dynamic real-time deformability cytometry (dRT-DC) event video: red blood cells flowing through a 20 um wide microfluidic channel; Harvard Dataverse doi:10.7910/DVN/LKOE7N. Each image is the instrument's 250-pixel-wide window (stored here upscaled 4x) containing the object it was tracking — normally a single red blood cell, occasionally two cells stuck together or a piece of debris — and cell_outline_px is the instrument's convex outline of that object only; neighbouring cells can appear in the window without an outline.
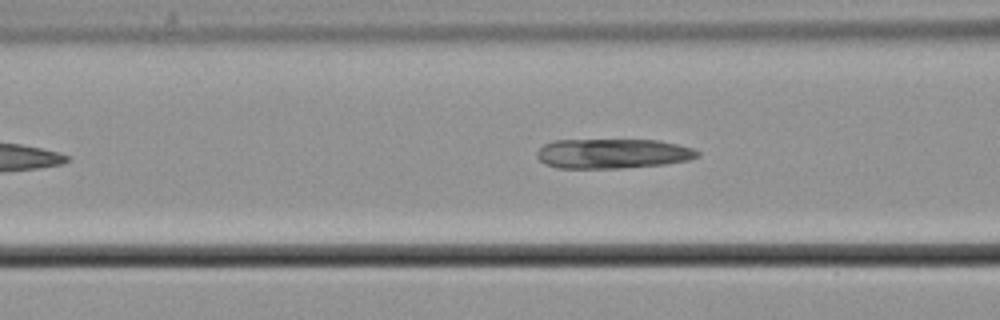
{"species": "common noctule bat (a hibernating species)", "species_latin": "Nyctalus noctula", "temperature_condition": "cold", "stored_images_in_passage": 28, "camera_frame_rate_fps": 3000, "um_per_image_px": 0.085, "animal": {"sex": "male", "body_mass_g": 21.5, "forearm_length_mm": 52.0}, "frame": {"image": 1, "passage_image": 6, "time_ms": 1.667, "image_size_px": [1000, 320], "cell_outline_px": [[700, 156], [688, 160], [664, 164], [620, 168], [556, 168], [544, 164], [536, 156], [536, 152], [544, 144], [556, 140], [660, 140], [692, 148], [700, 152]], "centroid_in_image_um": [52.06, 13.05], "position_along_channel_um": 114.5, "area_um2": 27.86}}
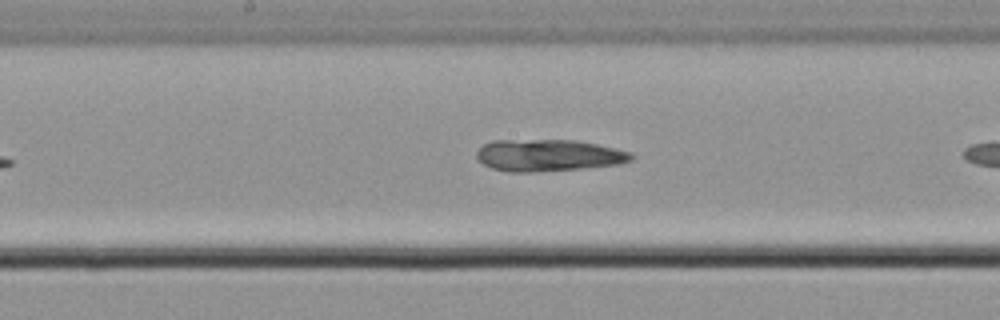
{"frame": {"image": 2, "passage_image": 13, "time_ms": 4.0, "image_size_px": [1000, 320], "cell_outline_px": [[636, 156], [632, 160], [620, 164], [584, 168], [536, 172], [508, 172], [492, 168], [484, 164], [476, 156], [476, 152], [484, 144], [492, 140], [576, 140], [616, 148], [632, 152]], "centroid_in_image_um": [46.65, 13.2], "position_along_channel_um": 201.5, "area_um2": 28.9}}
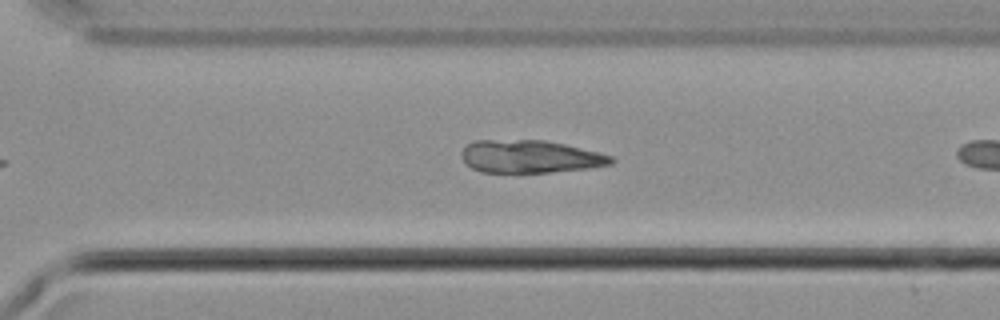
{"frame": {"image": 3, "passage_image": 23, "time_ms": 7.333, "image_size_px": [1000, 320], "cell_outline_px": [[616, 160], [612, 164], [588, 168], [548, 172], [480, 172], [464, 164], [460, 156], [460, 152], [472, 140], [544, 140], [564, 144], [612, 156]], "centroid_in_image_um": [44.99, 13.31], "position_along_channel_um": 325.6, "area_um2": 28.55}}